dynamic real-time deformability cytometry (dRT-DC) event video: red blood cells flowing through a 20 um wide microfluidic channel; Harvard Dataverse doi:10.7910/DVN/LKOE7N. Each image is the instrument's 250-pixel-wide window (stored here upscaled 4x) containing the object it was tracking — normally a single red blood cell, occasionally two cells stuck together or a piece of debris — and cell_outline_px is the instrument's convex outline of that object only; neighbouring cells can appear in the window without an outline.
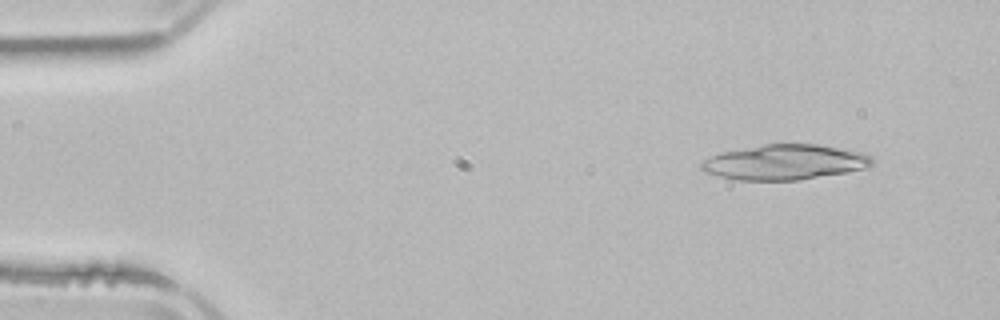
{"species": "common noctule bat (a hibernating species)", "species_latin": "Nyctalus noctula", "temperature_condition": "room temperature", "stored_images_in_passage": 5, "camera_frame_rate_fps": 3000, "um_per_image_px": 0.085, "animal": {"sex": "male", "body_mass_g": 21.5, "forearm_length_mm": 52.0}, "frame": {"image": 1, "passage_image": 1, "time_ms": 0.0, "image_size_px": [1000, 320], "cell_outline_px": [[876, 164], [864, 168], [848, 172], [800, 180], [736, 180], [704, 172], [700, 168], [700, 164], [704, 160], [720, 152], [764, 144], [816, 144], [864, 152], [872, 156], [876, 160]], "centroid_in_image_um": [66.76, 13.79], "position_along_channel_um": 18.2, "area_um2": 35.26}}
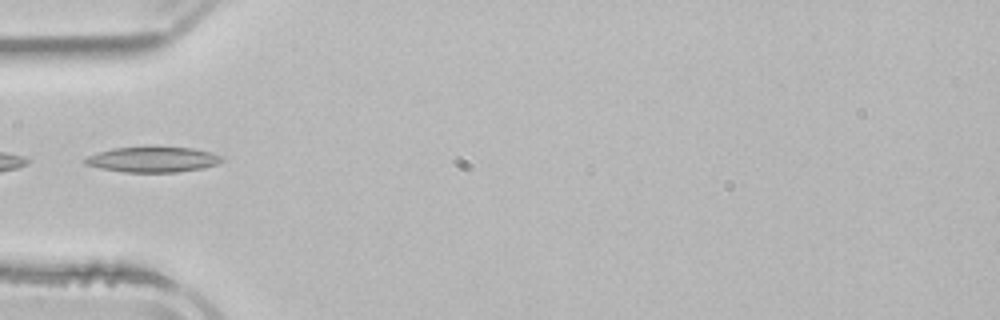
{"frame": {"image": 2, "passage_image": 4, "time_ms": 4.0, "image_size_px": [1000, 320], "cell_outline_px": [[224, 160], [216, 164], [204, 168], [176, 172], [124, 172], [100, 168], [84, 164], [84, 160], [88, 156], [112, 148], [192, 148], [212, 152], [220, 156]], "centroid_in_image_um": [13.0, 13.57], "position_along_channel_um": 72.0, "area_um2": 19.83}}
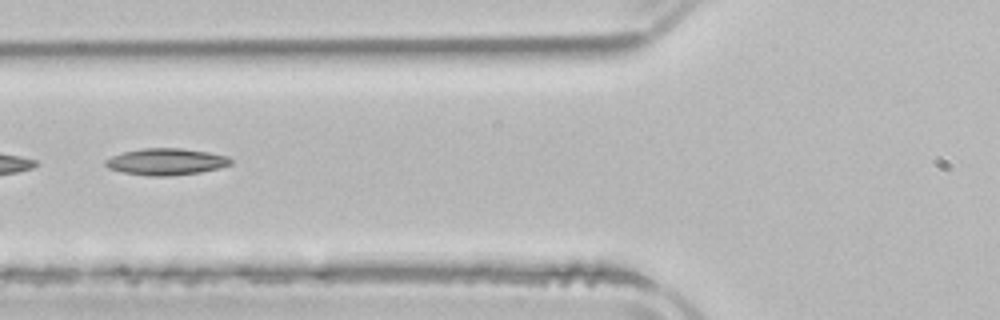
{"frame": {"image": 3, "passage_image": 5, "time_ms": 5.0, "image_size_px": [1000, 320], "cell_outline_px": [[232, 164], [220, 168], [200, 172], [168, 176], [148, 176], [124, 172], [108, 168], [104, 164], [104, 160], [112, 156], [124, 152], [144, 148], [180, 148], [208, 152], [228, 156], [232, 160]], "centroid_in_image_um": [14.13, 13.74], "position_along_channel_um": 111.7, "area_um2": 19.42}}